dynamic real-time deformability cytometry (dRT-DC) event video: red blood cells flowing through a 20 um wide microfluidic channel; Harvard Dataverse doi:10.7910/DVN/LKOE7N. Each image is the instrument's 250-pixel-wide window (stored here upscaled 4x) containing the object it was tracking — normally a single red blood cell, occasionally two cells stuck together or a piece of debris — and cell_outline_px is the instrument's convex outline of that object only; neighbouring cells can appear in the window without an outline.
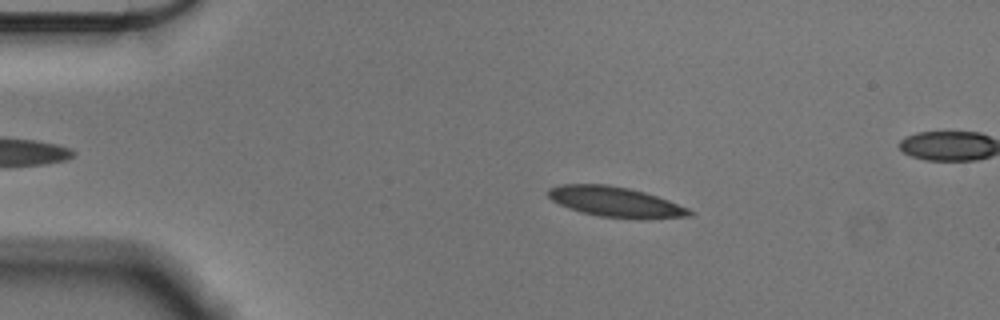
{"species": "Egyptian fruit bat (a non-hibernating species)", "species_latin": "Rousettus aegyptiacus", "temperature_condition": "cold", "stored_images_in_passage": 54, "camera_frame_rate_fps": 3000, "um_per_image_px": 0.085, "animal": {"sex": "male"}, "frame": {"image": 1, "passage_image": 8, "time_ms": 2.333, "image_size_px": [1000, 320], "cell_outline_px": [[696, 212], [692, 216], [600, 216], [580, 212], [568, 208], [552, 200], [548, 196], [548, 188], [560, 184], [608, 184], [628, 188], [644, 192], [668, 200], [688, 208]], "centroid_in_image_um": [52.21, 17.1], "position_along_channel_um": 32.8, "area_um2": 23.81}}
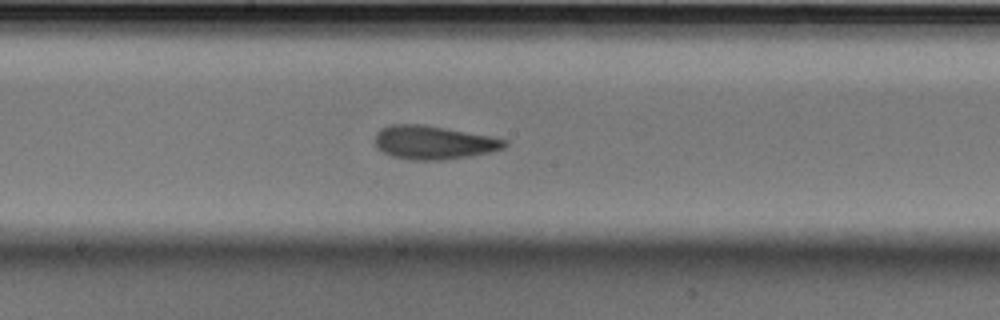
{"frame": {"image": 2, "passage_image": 27, "time_ms": 8.667, "image_size_px": [1000, 320], "cell_outline_px": [[508, 144], [504, 148], [492, 152], [472, 156], [440, 160], [408, 160], [392, 156], [376, 148], [376, 132], [380, 128], [392, 124], [424, 124], [488, 136], [508, 140]], "centroid_in_image_um": [36.85, 12.12], "position_along_channel_um": 211.4, "area_um2": 25.43}}
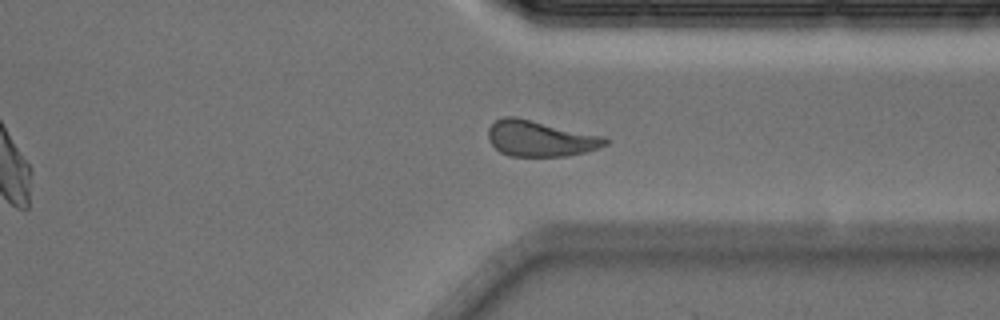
{"frame": {"image": 3, "passage_image": 40, "time_ms": 13.0, "image_size_px": [1000, 320], "cell_outline_px": [[608, 144], [584, 152], [568, 156], [508, 156], [500, 152], [488, 140], [488, 128], [496, 120], [504, 116], [516, 116], [604, 136], [608, 140]], "centroid_in_image_um": [45.89, 11.77], "position_along_channel_um": 365.5, "area_um2": 24.51}, "authors_computed_cell_mechanics": {"area_um2": 24.6517, "velocity_mm_per_s": 3.5621, "shape_relaxation_time_tau1_ms": 4.1446, "shape_relaxation_time_tau2_ms": 2.1267, "deformation_change_tau1": 0.1306, "deformation_change_tau2": 0.0763}}